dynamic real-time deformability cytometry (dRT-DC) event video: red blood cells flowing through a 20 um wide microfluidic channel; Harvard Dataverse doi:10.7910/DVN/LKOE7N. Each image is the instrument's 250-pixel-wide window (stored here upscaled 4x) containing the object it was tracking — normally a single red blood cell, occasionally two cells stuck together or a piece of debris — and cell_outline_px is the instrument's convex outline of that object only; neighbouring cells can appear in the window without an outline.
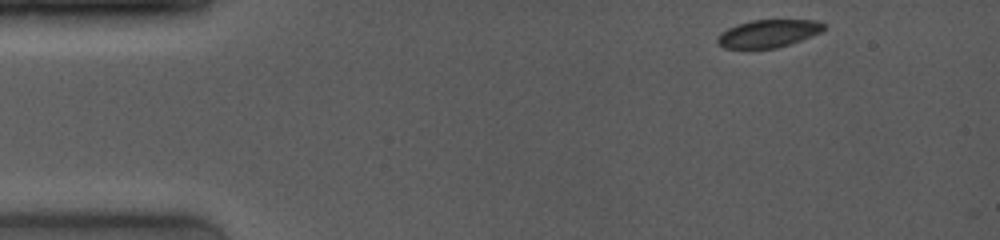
{"species": "common noctule bat (a hibernating species)", "species_latin": "Nyctalus noctula", "temperature_condition": "room temperature", "stored_images_in_passage": 6, "camera_frame_rate_fps": 4000, "um_per_image_px": 0.085, "animal": {"sex": "female", "body_mass_g": 19.0, "forearm_length_mm": 53.3}, "frame": {"image": 1, "passage_image": 1, "time_ms": 0.0, "image_size_px": [1000, 240], "cell_outline_px": [[824, 28], [820, 32], [800, 40], [776, 48], [724, 48], [716, 40], [720, 32], [736, 24], [752, 20], [816, 20], [824, 24]], "centroid_in_image_um": [65.26, 2.84], "position_along_channel_um": 19.7, "area_um2": 16.94}}
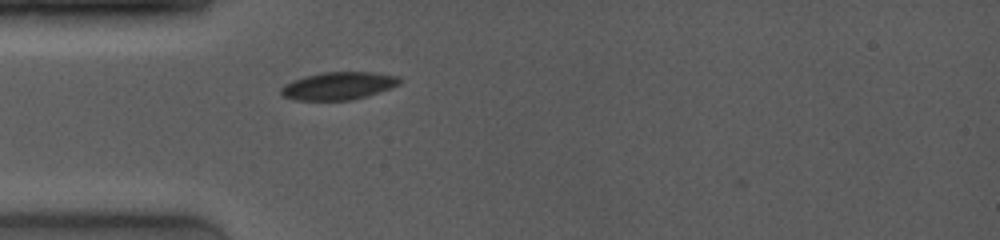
{"frame": {"image": 2, "passage_image": 6, "time_ms": 3.0, "image_size_px": [1000, 240], "cell_outline_px": [[400, 84], [392, 88], [368, 96], [352, 100], [296, 100], [280, 96], [280, 88], [284, 84], [304, 76], [324, 72], [372, 72], [400, 76]], "centroid_in_image_um": [28.77, 7.3], "position_along_channel_um": 56.2, "area_um2": 19.36}}